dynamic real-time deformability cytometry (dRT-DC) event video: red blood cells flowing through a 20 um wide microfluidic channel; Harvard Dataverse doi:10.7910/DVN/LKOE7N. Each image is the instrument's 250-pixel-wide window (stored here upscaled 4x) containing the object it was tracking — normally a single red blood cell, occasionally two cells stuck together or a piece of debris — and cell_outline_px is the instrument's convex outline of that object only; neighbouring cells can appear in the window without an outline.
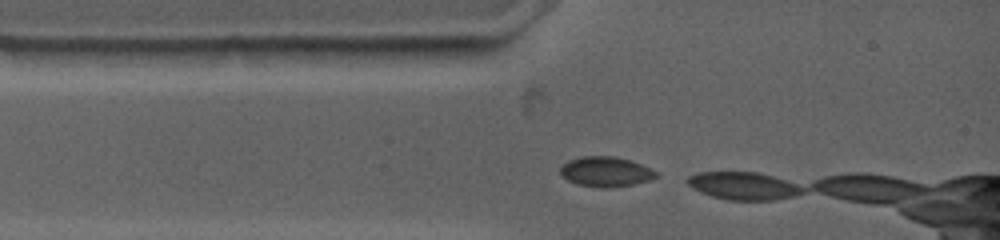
{"species": "common noctule bat (a hibernating species)", "species_latin": "Nyctalus noctula", "temperature_condition": "warm", "stored_images_in_passage": 4, "camera_frame_rate_fps": 4500, "um_per_image_px": 0.085, "animal": {"sex": "female", "body_mass_g": 19.0, "forearm_length_mm": 53.3}, "frame": {"image": 1, "passage_image": 1, "time_ms": 0.0, "image_size_px": [1000, 240], "cell_outline_px": [[656, 176], [652, 180], [612, 188], [600, 188], [576, 184], [568, 180], [560, 172], [560, 168], [568, 160], [584, 156], [612, 156], [628, 160], [640, 164], [656, 172]], "centroid_in_image_um": [51.46, 14.61], "position_along_channel_um": 33.5, "area_um2": 16.53}}